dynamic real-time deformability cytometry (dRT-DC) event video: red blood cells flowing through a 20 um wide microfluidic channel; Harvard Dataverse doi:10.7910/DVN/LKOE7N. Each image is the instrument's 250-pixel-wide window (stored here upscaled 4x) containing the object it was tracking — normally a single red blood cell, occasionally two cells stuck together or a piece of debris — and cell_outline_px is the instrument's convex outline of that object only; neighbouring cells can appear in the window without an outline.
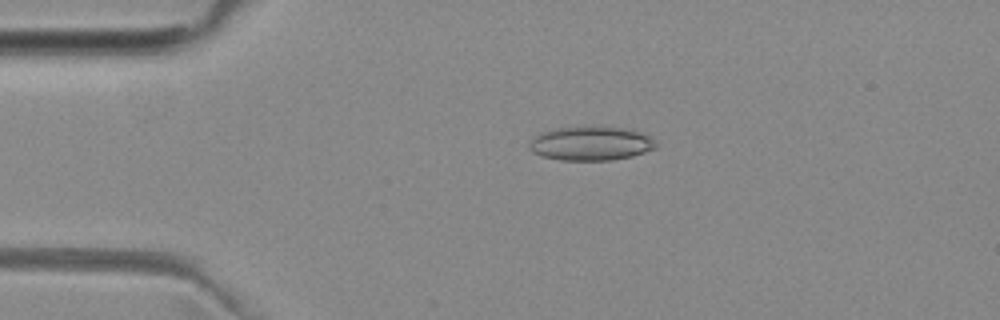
{"species": "common noctule bat (a hibernating species)", "species_latin": "Nyctalus noctula", "temperature_condition": "room temperature", "stored_images_in_passage": 41, "camera_frame_rate_fps": 3000, "um_per_image_px": 0.085, "animal": {"sex": "female", "body_mass_g": 29.2, "forearm_length_mm": 56.3}, "frame": {"image": 1, "passage_image": 1, "time_ms": 0.0, "image_size_px": [1000, 320], "cell_outline_px": [[656, 148], [632, 156], [612, 160], [560, 160], [540, 156], [532, 152], [528, 148], [528, 144], [536, 136], [544, 132], [556, 128], [624, 128], [640, 132], [648, 136], [656, 144]], "centroid_in_image_um": [50.19, 12.23], "position_along_channel_um": 34.8, "area_um2": 24.51}}
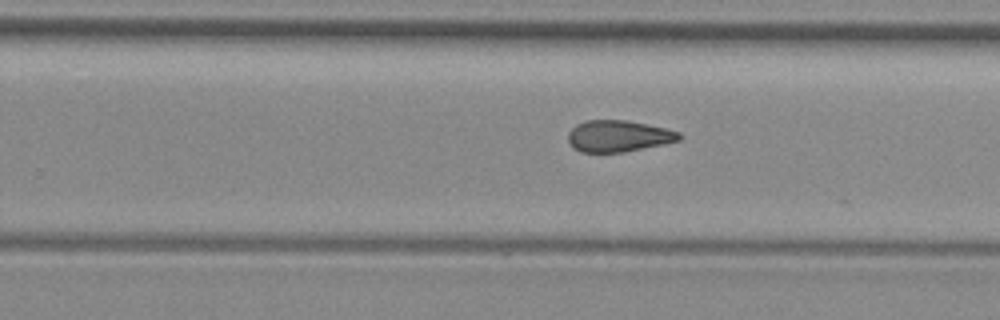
{"frame": {"image": 2, "passage_image": 22, "time_ms": 7.0, "image_size_px": [1000, 320], "cell_outline_px": [[684, 136], [680, 140], [624, 152], [580, 152], [572, 148], [568, 140], [568, 132], [576, 124], [584, 120], [624, 120], [664, 128], [680, 132]], "centroid_in_image_um": [52.53, 11.57], "position_along_channel_um": 277.3, "area_um2": 20.35}}
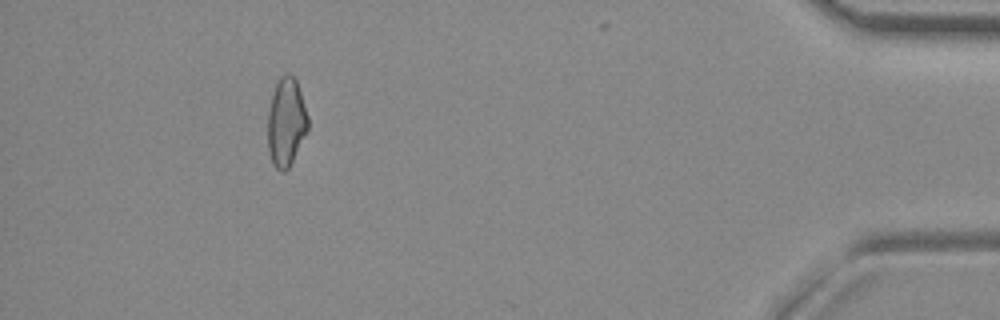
{"frame": {"image": 3, "passage_image": 37, "time_ms": 12.0, "image_size_px": [1000, 320], "cell_outline_px": [[308, 128], [288, 168], [284, 172], [280, 172], [272, 164], [268, 148], [268, 112], [272, 96], [276, 84], [280, 76], [284, 72], [288, 72], [296, 80], [308, 116]], "centroid_in_image_um": [24.31, 10.37], "position_along_channel_um": 410.9, "area_um2": 20.46}, "authors_computed_cell_mechanics": {"area_um2": 21.2126, "velocity_mm_per_s": 3.9941, "shape_relaxation_time_tau1_ms": null, "shape_relaxation_time_tau2_ms": 2.3029, "deformation_change_tau1": null, "deformation_change_tau2": 0.0924}}